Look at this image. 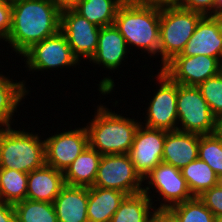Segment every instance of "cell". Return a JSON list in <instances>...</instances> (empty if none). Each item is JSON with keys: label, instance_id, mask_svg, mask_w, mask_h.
<instances>
[{"label": "cell", "instance_id": "cell-2", "mask_svg": "<svg viewBox=\"0 0 222 222\" xmlns=\"http://www.w3.org/2000/svg\"><path fill=\"white\" fill-rule=\"evenodd\" d=\"M114 25L128 48L159 56L160 5L125 0L117 10Z\"/></svg>", "mask_w": 222, "mask_h": 222}, {"label": "cell", "instance_id": "cell-41", "mask_svg": "<svg viewBox=\"0 0 222 222\" xmlns=\"http://www.w3.org/2000/svg\"><path fill=\"white\" fill-rule=\"evenodd\" d=\"M215 222H222V215L215 217Z\"/></svg>", "mask_w": 222, "mask_h": 222}, {"label": "cell", "instance_id": "cell-19", "mask_svg": "<svg viewBox=\"0 0 222 222\" xmlns=\"http://www.w3.org/2000/svg\"><path fill=\"white\" fill-rule=\"evenodd\" d=\"M53 206L58 222H88V187L65 185Z\"/></svg>", "mask_w": 222, "mask_h": 222}, {"label": "cell", "instance_id": "cell-34", "mask_svg": "<svg viewBox=\"0 0 222 222\" xmlns=\"http://www.w3.org/2000/svg\"><path fill=\"white\" fill-rule=\"evenodd\" d=\"M151 222H179L177 217L168 208H155Z\"/></svg>", "mask_w": 222, "mask_h": 222}, {"label": "cell", "instance_id": "cell-29", "mask_svg": "<svg viewBox=\"0 0 222 222\" xmlns=\"http://www.w3.org/2000/svg\"><path fill=\"white\" fill-rule=\"evenodd\" d=\"M198 158L206 162L216 175L222 174V142L213 134L199 135Z\"/></svg>", "mask_w": 222, "mask_h": 222}, {"label": "cell", "instance_id": "cell-12", "mask_svg": "<svg viewBox=\"0 0 222 222\" xmlns=\"http://www.w3.org/2000/svg\"><path fill=\"white\" fill-rule=\"evenodd\" d=\"M60 31L66 36L73 55L90 60L98 46L100 27L89 22L75 10L61 12Z\"/></svg>", "mask_w": 222, "mask_h": 222}, {"label": "cell", "instance_id": "cell-7", "mask_svg": "<svg viewBox=\"0 0 222 222\" xmlns=\"http://www.w3.org/2000/svg\"><path fill=\"white\" fill-rule=\"evenodd\" d=\"M142 183L128 154H108L102 155L93 186L133 195L143 192Z\"/></svg>", "mask_w": 222, "mask_h": 222}, {"label": "cell", "instance_id": "cell-22", "mask_svg": "<svg viewBox=\"0 0 222 222\" xmlns=\"http://www.w3.org/2000/svg\"><path fill=\"white\" fill-rule=\"evenodd\" d=\"M25 85L24 80L14 82L0 73V126L12 125L14 122V113L30 91Z\"/></svg>", "mask_w": 222, "mask_h": 222}, {"label": "cell", "instance_id": "cell-15", "mask_svg": "<svg viewBox=\"0 0 222 222\" xmlns=\"http://www.w3.org/2000/svg\"><path fill=\"white\" fill-rule=\"evenodd\" d=\"M205 55L222 62L220 16L204 15L184 49L176 56Z\"/></svg>", "mask_w": 222, "mask_h": 222}, {"label": "cell", "instance_id": "cell-1", "mask_svg": "<svg viewBox=\"0 0 222 222\" xmlns=\"http://www.w3.org/2000/svg\"><path fill=\"white\" fill-rule=\"evenodd\" d=\"M12 20L8 37L16 54L22 55L35 43L60 31L61 12L50 0H11Z\"/></svg>", "mask_w": 222, "mask_h": 222}, {"label": "cell", "instance_id": "cell-28", "mask_svg": "<svg viewBox=\"0 0 222 222\" xmlns=\"http://www.w3.org/2000/svg\"><path fill=\"white\" fill-rule=\"evenodd\" d=\"M179 222H215L214 214L199 199L194 197L168 208Z\"/></svg>", "mask_w": 222, "mask_h": 222}, {"label": "cell", "instance_id": "cell-23", "mask_svg": "<svg viewBox=\"0 0 222 222\" xmlns=\"http://www.w3.org/2000/svg\"><path fill=\"white\" fill-rule=\"evenodd\" d=\"M153 203L144 192L127 195L110 222H150L152 213L157 208V203Z\"/></svg>", "mask_w": 222, "mask_h": 222}, {"label": "cell", "instance_id": "cell-30", "mask_svg": "<svg viewBox=\"0 0 222 222\" xmlns=\"http://www.w3.org/2000/svg\"><path fill=\"white\" fill-rule=\"evenodd\" d=\"M198 88L208 103L213 115L217 117L222 114V72L208 78L201 83Z\"/></svg>", "mask_w": 222, "mask_h": 222}, {"label": "cell", "instance_id": "cell-18", "mask_svg": "<svg viewBox=\"0 0 222 222\" xmlns=\"http://www.w3.org/2000/svg\"><path fill=\"white\" fill-rule=\"evenodd\" d=\"M65 185L63 172L45 164L28 173L26 199L53 203Z\"/></svg>", "mask_w": 222, "mask_h": 222}, {"label": "cell", "instance_id": "cell-31", "mask_svg": "<svg viewBox=\"0 0 222 222\" xmlns=\"http://www.w3.org/2000/svg\"><path fill=\"white\" fill-rule=\"evenodd\" d=\"M199 199L214 214V216L222 215V189L214 186L204 191Z\"/></svg>", "mask_w": 222, "mask_h": 222}, {"label": "cell", "instance_id": "cell-21", "mask_svg": "<svg viewBox=\"0 0 222 222\" xmlns=\"http://www.w3.org/2000/svg\"><path fill=\"white\" fill-rule=\"evenodd\" d=\"M101 158L102 155L88 145L63 173L65 184L69 186L92 187Z\"/></svg>", "mask_w": 222, "mask_h": 222}, {"label": "cell", "instance_id": "cell-42", "mask_svg": "<svg viewBox=\"0 0 222 222\" xmlns=\"http://www.w3.org/2000/svg\"><path fill=\"white\" fill-rule=\"evenodd\" d=\"M220 32H221V38H222V15L220 16Z\"/></svg>", "mask_w": 222, "mask_h": 222}, {"label": "cell", "instance_id": "cell-16", "mask_svg": "<svg viewBox=\"0 0 222 222\" xmlns=\"http://www.w3.org/2000/svg\"><path fill=\"white\" fill-rule=\"evenodd\" d=\"M129 53L125 39L113 24L100 28L97 50L89 61L114 71L119 69Z\"/></svg>", "mask_w": 222, "mask_h": 222}, {"label": "cell", "instance_id": "cell-36", "mask_svg": "<svg viewBox=\"0 0 222 222\" xmlns=\"http://www.w3.org/2000/svg\"><path fill=\"white\" fill-rule=\"evenodd\" d=\"M53 5L60 11H66V10H74L80 0H50Z\"/></svg>", "mask_w": 222, "mask_h": 222}, {"label": "cell", "instance_id": "cell-24", "mask_svg": "<svg viewBox=\"0 0 222 222\" xmlns=\"http://www.w3.org/2000/svg\"><path fill=\"white\" fill-rule=\"evenodd\" d=\"M125 0H80L74 9L98 27L114 24L117 10Z\"/></svg>", "mask_w": 222, "mask_h": 222}, {"label": "cell", "instance_id": "cell-3", "mask_svg": "<svg viewBox=\"0 0 222 222\" xmlns=\"http://www.w3.org/2000/svg\"><path fill=\"white\" fill-rule=\"evenodd\" d=\"M96 111L93 119L85 125L89 146L101 155L128 154L141 121L112 112L102 104Z\"/></svg>", "mask_w": 222, "mask_h": 222}, {"label": "cell", "instance_id": "cell-35", "mask_svg": "<svg viewBox=\"0 0 222 222\" xmlns=\"http://www.w3.org/2000/svg\"><path fill=\"white\" fill-rule=\"evenodd\" d=\"M0 222H16L14 206L0 200Z\"/></svg>", "mask_w": 222, "mask_h": 222}, {"label": "cell", "instance_id": "cell-26", "mask_svg": "<svg viewBox=\"0 0 222 222\" xmlns=\"http://www.w3.org/2000/svg\"><path fill=\"white\" fill-rule=\"evenodd\" d=\"M28 174L0 168V200L14 205L26 199Z\"/></svg>", "mask_w": 222, "mask_h": 222}, {"label": "cell", "instance_id": "cell-25", "mask_svg": "<svg viewBox=\"0 0 222 222\" xmlns=\"http://www.w3.org/2000/svg\"><path fill=\"white\" fill-rule=\"evenodd\" d=\"M181 172L194 197H199L204 191L216 186L217 175L212 168L200 158L186 165L181 169Z\"/></svg>", "mask_w": 222, "mask_h": 222}, {"label": "cell", "instance_id": "cell-40", "mask_svg": "<svg viewBox=\"0 0 222 222\" xmlns=\"http://www.w3.org/2000/svg\"><path fill=\"white\" fill-rule=\"evenodd\" d=\"M216 186L222 189V174L217 175Z\"/></svg>", "mask_w": 222, "mask_h": 222}, {"label": "cell", "instance_id": "cell-6", "mask_svg": "<svg viewBox=\"0 0 222 222\" xmlns=\"http://www.w3.org/2000/svg\"><path fill=\"white\" fill-rule=\"evenodd\" d=\"M176 105L177 130L199 135L213 133L215 116L198 87L177 84Z\"/></svg>", "mask_w": 222, "mask_h": 222}, {"label": "cell", "instance_id": "cell-9", "mask_svg": "<svg viewBox=\"0 0 222 222\" xmlns=\"http://www.w3.org/2000/svg\"><path fill=\"white\" fill-rule=\"evenodd\" d=\"M143 181H147L145 182L147 186L145 185L143 187V192L148 195L149 198H156L155 195L150 192V188H154L152 190L158 193V201L159 204H161L158 205L157 208H170L173 205L194 198L181 170L173 165L164 162L159 163L143 178ZM159 199L163 200L160 202Z\"/></svg>", "mask_w": 222, "mask_h": 222}, {"label": "cell", "instance_id": "cell-10", "mask_svg": "<svg viewBox=\"0 0 222 222\" xmlns=\"http://www.w3.org/2000/svg\"><path fill=\"white\" fill-rule=\"evenodd\" d=\"M156 80L159 89H155L153 97L148 102L147 116L142 125L149 128L176 131L178 125L177 113V83L172 81L162 70L158 71Z\"/></svg>", "mask_w": 222, "mask_h": 222}, {"label": "cell", "instance_id": "cell-14", "mask_svg": "<svg viewBox=\"0 0 222 222\" xmlns=\"http://www.w3.org/2000/svg\"><path fill=\"white\" fill-rule=\"evenodd\" d=\"M165 139L166 130L163 129L140 124L136 130L128 155L142 178L162 162Z\"/></svg>", "mask_w": 222, "mask_h": 222}, {"label": "cell", "instance_id": "cell-20", "mask_svg": "<svg viewBox=\"0 0 222 222\" xmlns=\"http://www.w3.org/2000/svg\"><path fill=\"white\" fill-rule=\"evenodd\" d=\"M127 194L116 189L88 188V222H110Z\"/></svg>", "mask_w": 222, "mask_h": 222}, {"label": "cell", "instance_id": "cell-13", "mask_svg": "<svg viewBox=\"0 0 222 222\" xmlns=\"http://www.w3.org/2000/svg\"><path fill=\"white\" fill-rule=\"evenodd\" d=\"M45 140L46 165L65 172L89 145L86 127L56 133Z\"/></svg>", "mask_w": 222, "mask_h": 222}, {"label": "cell", "instance_id": "cell-39", "mask_svg": "<svg viewBox=\"0 0 222 222\" xmlns=\"http://www.w3.org/2000/svg\"><path fill=\"white\" fill-rule=\"evenodd\" d=\"M222 15V0H216L215 16Z\"/></svg>", "mask_w": 222, "mask_h": 222}, {"label": "cell", "instance_id": "cell-37", "mask_svg": "<svg viewBox=\"0 0 222 222\" xmlns=\"http://www.w3.org/2000/svg\"><path fill=\"white\" fill-rule=\"evenodd\" d=\"M212 134L222 142V114L215 117L214 130Z\"/></svg>", "mask_w": 222, "mask_h": 222}, {"label": "cell", "instance_id": "cell-8", "mask_svg": "<svg viewBox=\"0 0 222 222\" xmlns=\"http://www.w3.org/2000/svg\"><path fill=\"white\" fill-rule=\"evenodd\" d=\"M22 57L25 58V67L32 72L72 66L76 68V65H80L79 60L72 53L66 36L61 31L35 43L21 55Z\"/></svg>", "mask_w": 222, "mask_h": 222}, {"label": "cell", "instance_id": "cell-11", "mask_svg": "<svg viewBox=\"0 0 222 222\" xmlns=\"http://www.w3.org/2000/svg\"><path fill=\"white\" fill-rule=\"evenodd\" d=\"M222 62L215 57L205 55L174 56L159 70L172 81L184 86L198 87L210 77L221 72Z\"/></svg>", "mask_w": 222, "mask_h": 222}, {"label": "cell", "instance_id": "cell-32", "mask_svg": "<svg viewBox=\"0 0 222 222\" xmlns=\"http://www.w3.org/2000/svg\"><path fill=\"white\" fill-rule=\"evenodd\" d=\"M177 5L196 12H200L203 15L215 16L216 0H179Z\"/></svg>", "mask_w": 222, "mask_h": 222}, {"label": "cell", "instance_id": "cell-4", "mask_svg": "<svg viewBox=\"0 0 222 222\" xmlns=\"http://www.w3.org/2000/svg\"><path fill=\"white\" fill-rule=\"evenodd\" d=\"M11 125L0 126V168L30 173L46 164L45 140Z\"/></svg>", "mask_w": 222, "mask_h": 222}, {"label": "cell", "instance_id": "cell-27", "mask_svg": "<svg viewBox=\"0 0 222 222\" xmlns=\"http://www.w3.org/2000/svg\"><path fill=\"white\" fill-rule=\"evenodd\" d=\"M13 206L16 222H58L53 203L25 199Z\"/></svg>", "mask_w": 222, "mask_h": 222}, {"label": "cell", "instance_id": "cell-5", "mask_svg": "<svg viewBox=\"0 0 222 222\" xmlns=\"http://www.w3.org/2000/svg\"><path fill=\"white\" fill-rule=\"evenodd\" d=\"M204 15L177 4L160 5L159 55L162 67L181 53Z\"/></svg>", "mask_w": 222, "mask_h": 222}, {"label": "cell", "instance_id": "cell-38", "mask_svg": "<svg viewBox=\"0 0 222 222\" xmlns=\"http://www.w3.org/2000/svg\"><path fill=\"white\" fill-rule=\"evenodd\" d=\"M132 1L138 3L166 5V4H177L179 0H132Z\"/></svg>", "mask_w": 222, "mask_h": 222}, {"label": "cell", "instance_id": "cell-17", "mask_svg": "<svg viewBox=\"0 0 222 222\" xmlns=\"http://www.w3.org/2000/svg\"><path fill=\"white\" fill-rule=\"evenodd\" d=\"M199 134L176 131H166L162 162L183 169L198 158Z\"/></svg>", "mask_w": 222, "mask_h": 222}, {"label": "cell", "instance_id": "cell-33", "mask_svg": "<svg viewBox=\"0 0 222 222\" xmlns=\"http://www.w3.org/2000/svg\"><path fill=\"white\" fill-rule=\"evenodd\" d=\"M12 2L11 0H0V40H5L11 29Z\"/></svg>", "mask_w": 222, "mask_h": 222}]
</instances>
